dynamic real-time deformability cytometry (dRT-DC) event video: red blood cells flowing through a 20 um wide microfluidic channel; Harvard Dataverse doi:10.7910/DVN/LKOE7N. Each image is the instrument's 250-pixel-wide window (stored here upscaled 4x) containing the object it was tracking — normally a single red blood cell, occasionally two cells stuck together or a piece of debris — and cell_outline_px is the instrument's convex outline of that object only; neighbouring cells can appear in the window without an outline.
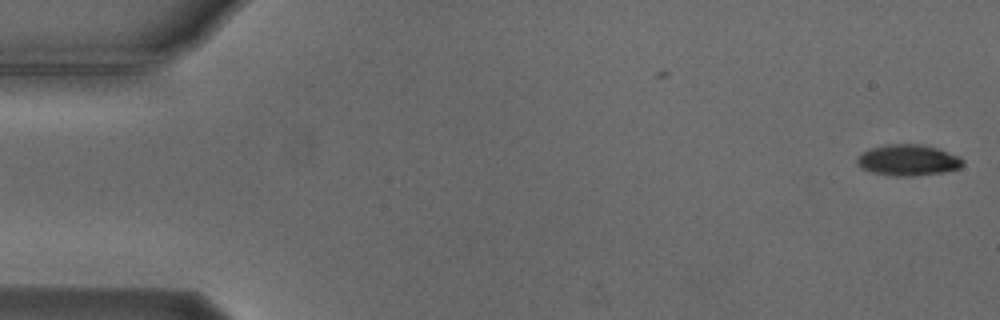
{"species": "Egyptian fruit bat (a non-hibernating species)", "species_latin": "Rousettus aegyptiacus", "temperature_condition": "cold", "stored_images_in_passage": 2, "camera_frame_rate_fps": 3000, "um_per_image_px": 0.085, "animal": {"sex": "male"}, "frame": {"image": 1, "passage_image": 2, "time_ms": 0.333, "image_size_px": [1000, 320], "cell_outline_px": [[964, 164], [960, 168], [944, 172], [912, 176], [896, 176], [872, 172], [860, 168], [856, 164], [856, 156], [872, 148], [888, 144], [916, 144], [936, 148], [956, 156], [964, 160]], "centroid_in_image_um": [77.15, 13.62], "position_along_channel_um": 7.9, "area_um2": 18.96}}